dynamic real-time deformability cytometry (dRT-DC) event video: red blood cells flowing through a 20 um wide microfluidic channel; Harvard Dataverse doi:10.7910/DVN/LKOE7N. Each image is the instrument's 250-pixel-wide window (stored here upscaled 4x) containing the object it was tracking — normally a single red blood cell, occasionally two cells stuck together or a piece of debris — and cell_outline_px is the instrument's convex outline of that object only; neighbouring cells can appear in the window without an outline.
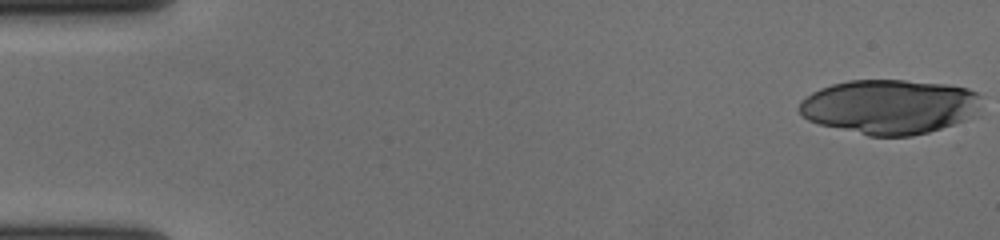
{"species": "human", "species_latin": "Homo sapiens", "temperature_condition": "cold", "stored_images_in_passage": 58, "camera_frame_rate_fps": 3000, "um_per_image_px": 0.085, "donor": {"sex": "female"}, "frame": {"image": 1, "passage_image": 1, "time_ms": 0.0, "image_size_px": [1000, 240], "cell_outline_px": [[980, 116], [928, 132], [912, 136], [868, 136], [820, 124], [808, 120], [796, 108], [800, 100], [812, 92], [820, 88], [832, 84], [848, 80], [904, 80], [948, 84], [968, 88], [976, 92], [980, 96]], "centroid_in_image_um": [75.65, 9.07], "position_along_channel_um": 9.3, "area_um2": 58.61}}
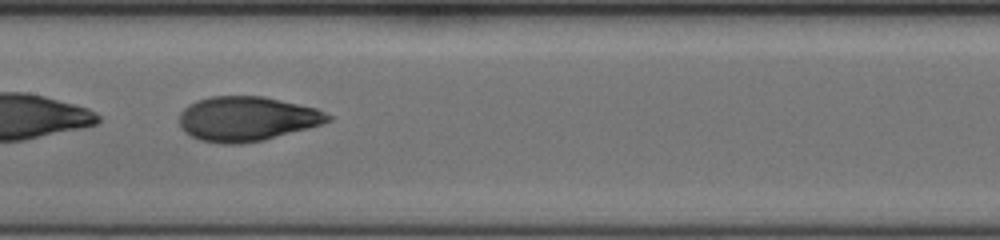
{"frame": {"image": 2, "passage_image": 30, "time_ms": 9.667, "image_size_px": [1000, 240], "cell_outline_px": [[332, 120], [308, 128], [264, 140], [240, 144], [220, 144], [200, 140], [184, 132], [180, 128], [180, 112], [188, 104], [196, 100], [212, 96], [264, 96], [316, 108], [332, 116]], "centroid_in_image_um": [20.95, 10.1], "position_along_channel_um": 186.4, "area_um2": 38.73}}
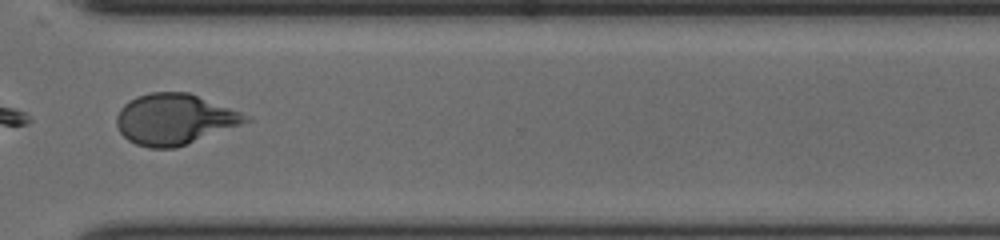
{"frame": {"image": 3, "passage_image": 44, "time_ms": 14.333, "image_size_px": [1000, 240], "cell_outline_px": [[252, 120], [176, 148], [148, 148], [136, 144], [128, 140], [120, 132], [116, 124], [116, 116], [120, 108], [124, 104], [136, 96], [152, 92], [188, 92], [252, 116]], "centroid_in_image_um": [14.82, 10.13], "position_along_channel_um": 355.8, "area_um2": 38.09}, "authors_computed_cell_mechanics": {"area_um2": 38.8127, "velocity_mm_per_s": 3.6264, "shape_relaxation_time_tau1_ms": 4.4985, "shape_relaxation_time_tau2_ms": 1.077, "deformation_change_tau1": 0.2112, "deformation_change_tau2": 0.0647}}